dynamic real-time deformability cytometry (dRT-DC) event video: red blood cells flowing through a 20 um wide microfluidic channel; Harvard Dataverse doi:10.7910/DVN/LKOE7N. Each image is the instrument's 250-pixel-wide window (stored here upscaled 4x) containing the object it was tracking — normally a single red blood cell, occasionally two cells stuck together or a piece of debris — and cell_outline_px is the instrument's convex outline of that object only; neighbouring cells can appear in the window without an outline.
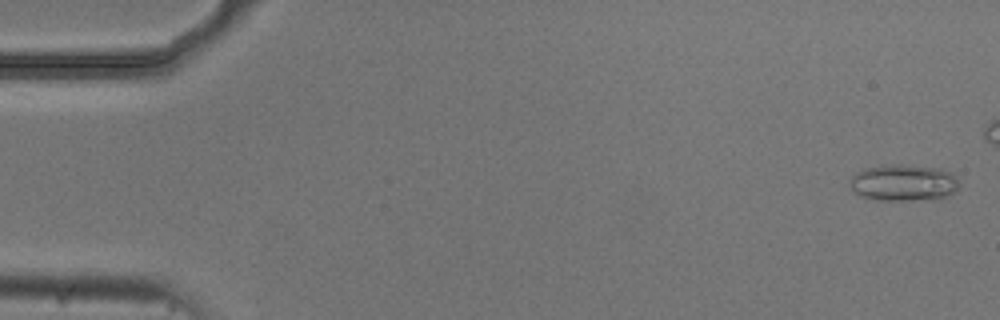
{"species": "common noctule bat (a hibernating species)", "species_latin": "Nyctalus noctula", "temperature_condition": "cold", "stored_images_in_passage": 36, "camera_frame_rate_fps": 3000, "um_per_image_px": 0.085, "animal": {"sex": "male", "body_mass_g": 20.5, "forearm_length_mm": 52.5}, "frame": {"image": 1, "passage_image": 2, "time_ms": 0.333, "image_size_px": [1000, 320], "cell_outline_px": [[960, 184], [956, 192], [940, 200], [876, 200], [860, 196], [852, 192], [852, 176], [856, 172], [864, 168], [892, 164], [900, 164], [940, 168], [952, 172], [956, 176]], "centroid_in_image_um": [76.87, 15.55], "position_along_channel_um": 8.1, "area_um2": 23.81}}
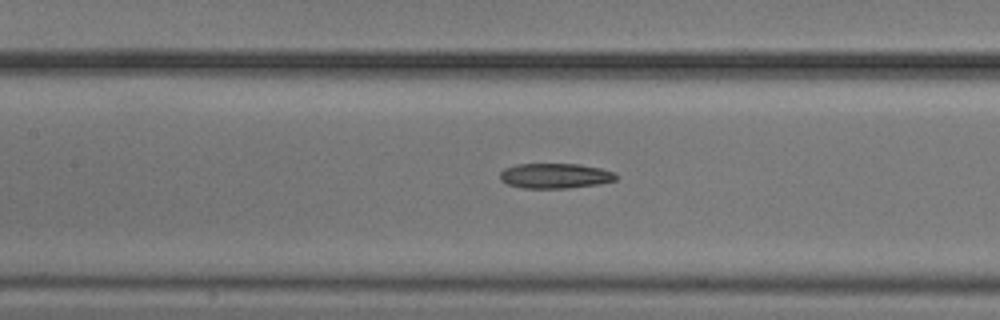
{"frame": {"image": 2, "passage_image": 25, "time_ms": 8.0, "image_size_px": [1000, 320], "cell_outline_px": [[616, 180], [600, 184], [568, 188], [524, 188], [508, 184], [500, 180], [500, 172], [504, 168], [516, 164], [580, 164], [600, 168], [616, 172]], "centroid_in_image_um": [47.19, 14.94], "position_along_channel_um": 160.2, "area_um2": 17.05}}
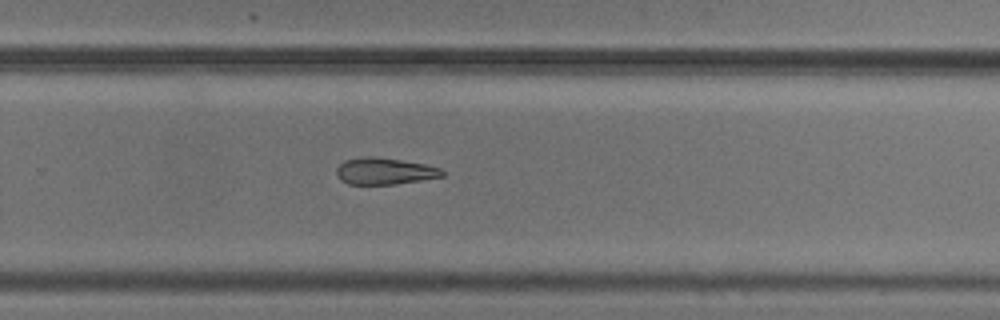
{"frame": {"image": 3, "passage_image": 36, "time_ms": 11.667, "image_size_px": [1000, 320], "cell_outline_px": [[444, 176], [396, 184], [348, 184], [340, 180], [336, 172], [336, 168], [344, 160], [368, 156], [372, 156], [400, 160], [424, 164], [440, 168], [444, 172]], "centroid_in_image_um": [32.66, 14.55], "position_along_channel_um": 297.1, "area_um2": 16.3}}